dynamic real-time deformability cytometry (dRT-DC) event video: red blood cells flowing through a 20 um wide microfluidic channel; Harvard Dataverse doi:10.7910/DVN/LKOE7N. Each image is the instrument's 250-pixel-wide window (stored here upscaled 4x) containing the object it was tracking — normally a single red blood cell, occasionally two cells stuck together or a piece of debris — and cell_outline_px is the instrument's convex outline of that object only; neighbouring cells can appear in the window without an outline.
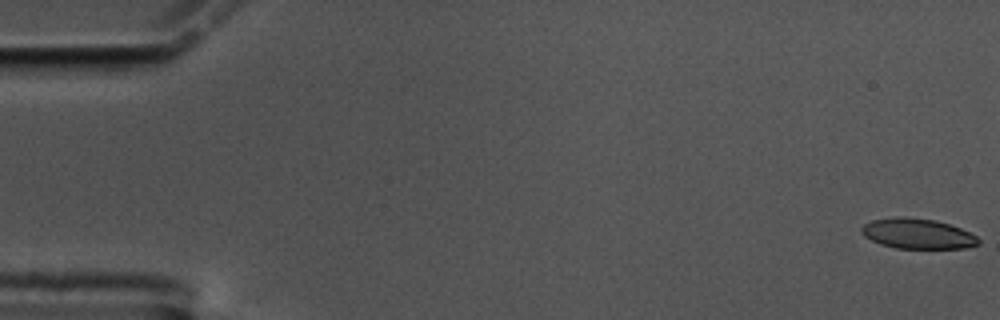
{"species": "common noctule bat (a hibernating species)", "species_latin": "Nyctalus noctula", "temperature_condition": "cold", "stored_images_in_passage": 59, "camera_frame_rate_fps": 3000, "um_per_image_px": 0.085, "animal": {"sex": "male", "body_mass_g": 17.5, "forearm_length_mm": 52.3}, "frame": {"image": 1, "passage_image": 1, "time_ms": 0.0, "image_size_px": [1000, 320], "cell_outline_px": [[980, 244], [964, 248], [896, 248], [880, 244], [864, 236], [860, 232], [860, 228], [864, 224], [872, 220], [896, 216], [904, 216], [936, 220], [960, 228], [976, 236], [980, 240]], "centroid_in_image_um": [77.96, 19.85], "position_along_channel_um": 7.0, "area_um2": 20.63}}
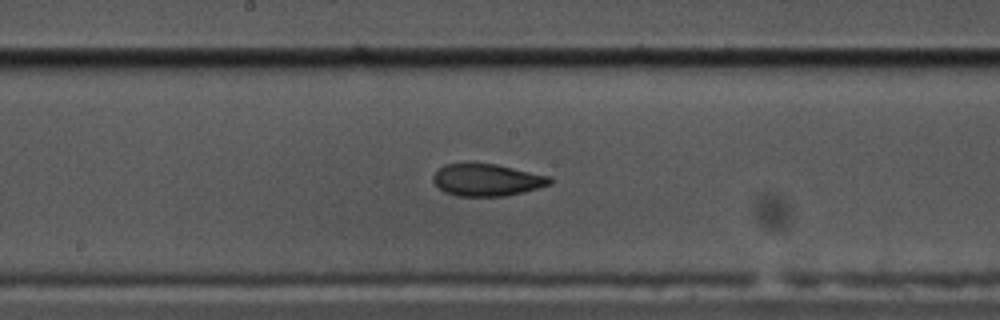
{"frame": {"image": 2, "passage_image": 31, "time_ms": 10.0, "image_size_px": [1000, 320], "cell_outline_px": [[552, 184], [524, 192], [504, 196], [456, 196], [444, 192], [432, 180], [432, 176], [444, 164], [496, 164], [552, 176]], "centroid_in_image_um": [41.43, 15.3], "position_along_channel_um": 206.8, "area_um2": 21.85}}
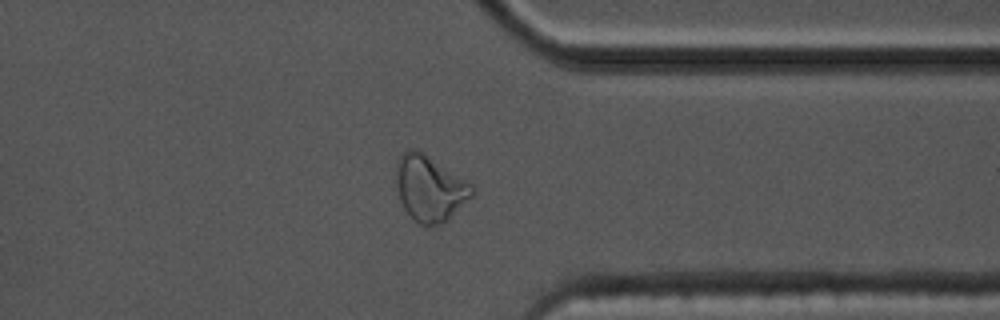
{"frame": {"image": 3, "passage_image": 46, "time_ms": 15.0, "image_size_px": [1000, 320], "cell_outline_px": [[476, 192], [444, 224], [420, 224], [404, 208], [400, 200], [396, 184], [396, 164], [400, 156], [408, 148], [416, 148], [472, 184]], "centroid_in_image_um": [36.53, 15.99], "position_along_channel_um": 374.9, "area_um2": 28.78}, "authors_computed_cell_mechanics": {"area_um2": 22.4264, "velocity_mm_per_s": 3.4398, "shape_relaxation_time_tau1_ms": 8.1717, "shape_relaxation_time_tau2_ms": 2.5568, "deformation_change_tau1": 0.1923, "deformation_change_tau2": 0.0676}}